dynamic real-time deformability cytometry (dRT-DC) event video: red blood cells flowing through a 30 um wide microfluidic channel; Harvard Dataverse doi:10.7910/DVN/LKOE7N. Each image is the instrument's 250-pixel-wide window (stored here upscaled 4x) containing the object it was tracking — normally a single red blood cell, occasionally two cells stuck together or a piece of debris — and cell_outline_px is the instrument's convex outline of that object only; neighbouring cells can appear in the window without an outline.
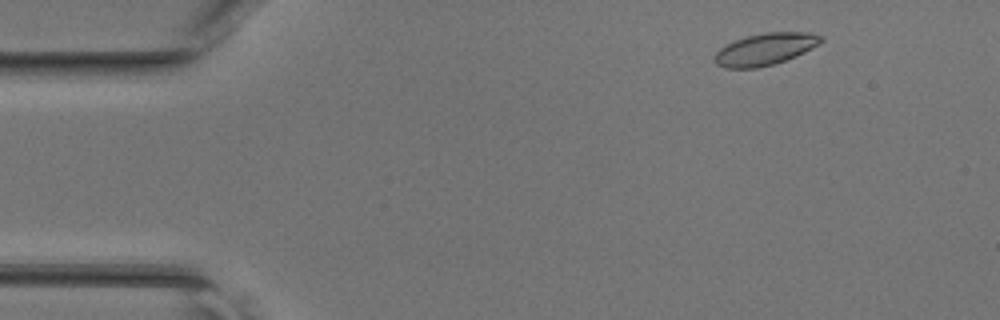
{"species": "common noctule bat (a hibernating species)", "species_latin": "Nyctalus noctula", "temperature_condition": "room temperature", "stored_images_in_passage": 44, "camera_frame_rate_fps": 3000, "um_per_image_px": 0.085, "animal": {"sex": "female", "body_mass_g": 17.0, "forearm_length_mm": 48.0}, "frame": {"image": 1, "passage_image": 3, "time_ms": 0.667, "image_size_px": [1000, 320], "cell_outline_px": [[824, 40], [820, 44], [796, 56], [772, 64], [756, 68], [724, 68], [716, 64], [712, 60], [716, 52], [720, 48], [736, 40], [748, 36], [764, 32], [808, 32], [824, 36]], "centroid_in_image_um": [65.05, 4.17], "position_along_channel_um": 19.9, "area_um2": 19.77}}
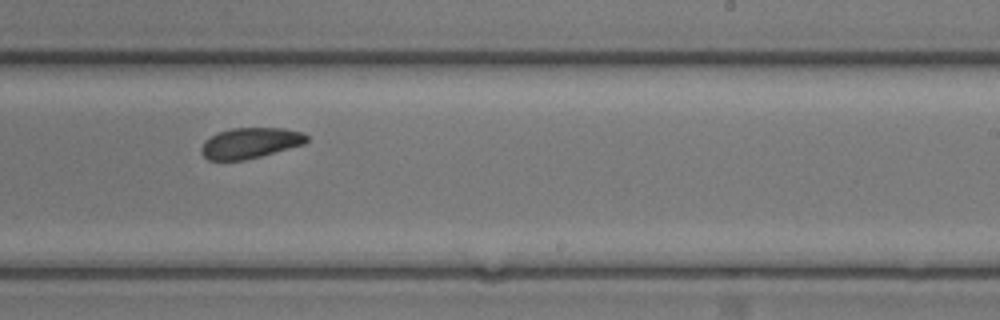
{"frame": {"image": 2, "passage_image": 26, "time_ms": 8.333, "image_size_px": [1000, 320], "cell_outline_px": [[308, 140], [304, 144], [260, 156], [244, 160], [208, 160], [200, 152], [200, 148], [204, 140], [220, 132], [232, 128], [284, 128], [304, 132], [308, 136]], "centroid_in_image_um": [21.27, 12.15], "position_along_channel_um": 267.7, "area_um2": 18.79}}
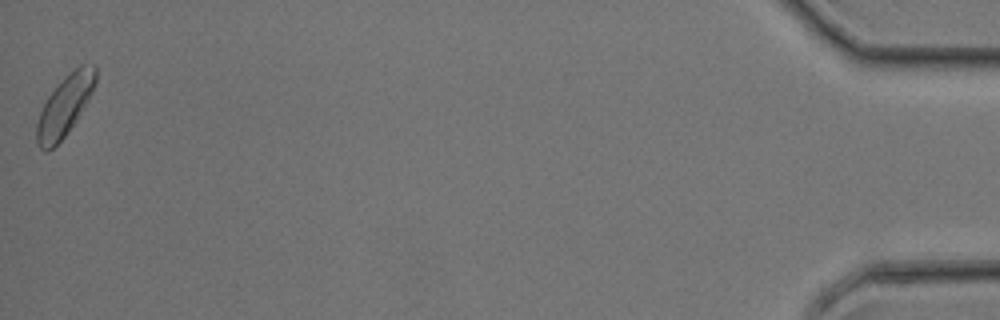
{"frame": {"image": 3, "passage_image": 44, "time_ms": 14.333, "image_size_px": [1000, 320], "cell_outline_px": [[96, 80], [92, 92], [88, 100], [76, 120], [64, 136], [48, 152], [44, 152], [40, 148], [36, 140], [36, 124], [40, 112], [48, 96], [64, 76], [80, 64], [96, 64]], "centroid_in_image_um": [5.5, 8.97], "position_along_channel_um": 429.7, "area_um2": 20.58}}